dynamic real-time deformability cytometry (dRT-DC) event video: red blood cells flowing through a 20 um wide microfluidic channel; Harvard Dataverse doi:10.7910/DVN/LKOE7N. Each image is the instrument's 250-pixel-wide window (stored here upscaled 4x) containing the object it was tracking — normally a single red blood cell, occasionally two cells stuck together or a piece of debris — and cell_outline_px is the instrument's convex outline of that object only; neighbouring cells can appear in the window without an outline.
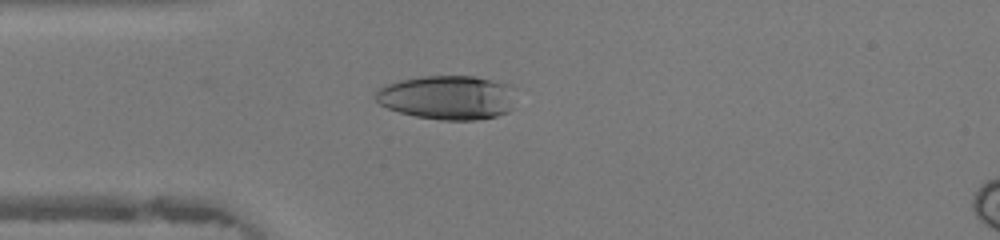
{"species": "human", "species_latin": "Homo sapiens", "temperature_condition": "warm", "stored_images_in_passage": 46, "camera_frame_rate_fps": 3000, "um_per_image_px": 0.085, "donor": {"sex": "female"}, "frame": {"image": 1, "passage_image": 12, "time_ms": 3.667, "image_size_px": [1000, 240], "cell_outline_px": [[516, 88], [512, 108], [508, 112], [496, 116], [476, 120], [440, 120], [416, 116], [400, 112], [388, 108], [380, 104], [376, 100], [376, 92], [384, 84], [400, 80], [420, 76], [472, 76], [512, 84]], "centroid_in_image_um": [38.09, 8.27], "position_along_channel_um": 46.9, "area_um2": 36.41}}
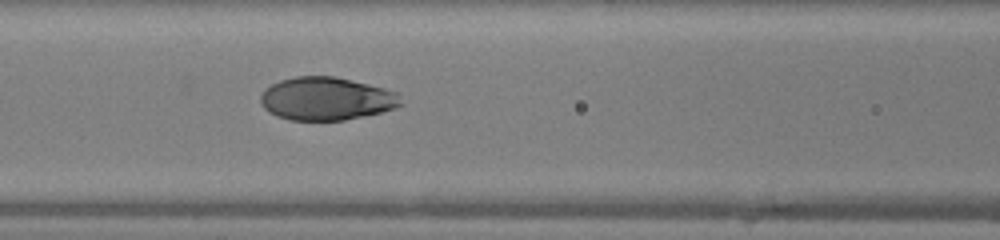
{"frame": {"image": 2, "passage_image": 19, "time_ms": 6.0, "image_size_px": [1000, 240], "cell_outline_px": [[404, 104], [396, 108], [364, 116], [344, 120], [288, 120], [276, 116], [268, 112], [260, 104], [260, 96], [264, 88], [280, 80], [296, 76], [332, 76], [368, 84], [400, 92]], "centroid_in_image_um": [27.75, 8.39], "position_along_channel_um": 138.9, "area_um2": 35.55}}
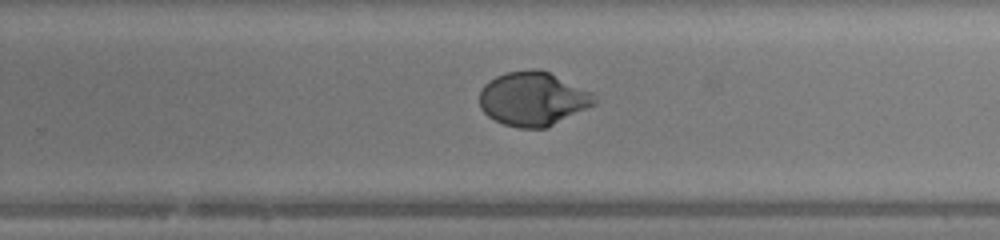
{"frame": {"image": 3, "passage_image": 29, "time_ms": 9.333, "image_size_px": [1000, 240], "cell_outline_px": [[600, 100], [596, 104], [548, 128], [520, 128], [504, 124], [488, 116], [480, 108], [480, 92], [484, 84], [488, 80], [496, 76], [508, 72], [532, 68], [540, 68], [592, 92]], "centroid_in_image_um": [45.33, 8.4], "position_along_channel_um": 284.5, "area_um2": 36.47}, "authors_computed_cell_mechanics": {"area_um2": 36.4429, "velocity_mm_per_s": 4.3861, "shape_relaxation_time_tau1_ms": 5.2176, "shape_relaxation_time_tau2_ms": null, "deformation_change_tau1": 0.2833, "deformation_change_tau2": null}}